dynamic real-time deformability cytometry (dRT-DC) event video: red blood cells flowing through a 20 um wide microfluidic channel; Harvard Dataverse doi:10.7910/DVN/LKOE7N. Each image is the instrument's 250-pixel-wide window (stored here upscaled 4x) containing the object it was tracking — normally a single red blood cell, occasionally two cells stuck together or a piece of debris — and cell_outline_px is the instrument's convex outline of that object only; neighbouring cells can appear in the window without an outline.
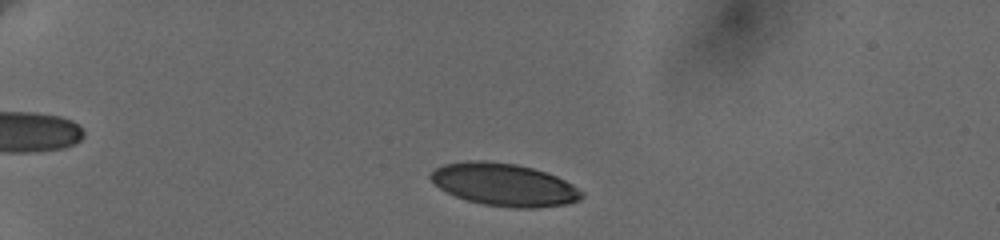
{"species": "human", "species_latin": "Homo sapiens", "temperature_condition": "cold", "stored_images_in_passage": 23, "camera_frame_rate_fps": 3000, "um_per_image_px": 0.085, "donor": {"sex": "female"}, "frame": {"image": 1, "passage_image": 4, "time_ms": 1.333, "image_size_px": [1000, 240], "cell_outline_px": [[584, 196], [580, 200], [564, 204], [536, 208], [516, 208], [480, 204], [456, 196], [440, 188], [428, 176], [436, 168], [444, 164], [468, 160], [488, 160], [516, 164], [532, 168], [556, 176], [572, 184], [584, 192]], "centroid_in_image_um": [42.86, 15.69], "position_along_channel_um": 42.1, "area_um2": 37.4}}
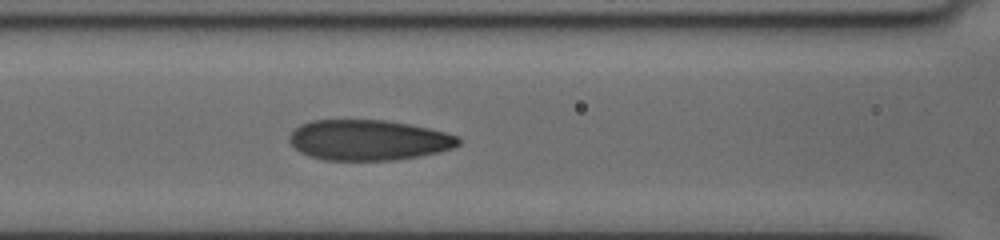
{"frame": {"image": 2, "passage_image": 15, "time_ms": 5.667, "image_size_px": [1000, 240], "cell_outline_px": [[460, 144], [452, 148], [440, 152], [420, 156], [396, 160], [324, 160], [308, 156], [300, 152], [288, 140], [288, 136], [300, 124], [312, 120], [384, 120], [408, 124], [428, 128], [460, 136]], "centroid_in_image_um": [31.32, 11.91], "position_along_channel_um": 135.3, "area_um2": 40.0}}
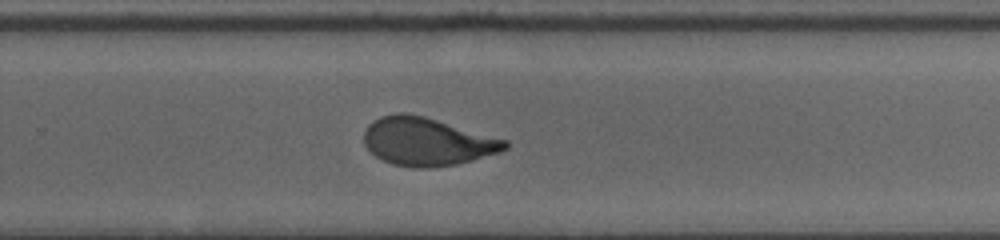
{"frame": {"image": 3, "passage_image": 23, "time_ms": 10.0, "image_size_px": [1000, 240], "cell_outline_px": [[508, 148], [500, 152], [472, 160], [456, 164], [432, 168], [412, 168], [392, 164], [376, 156], [364, 144], [364, 132], [368, 124], [380, 116], [400, 112], [404, 112], [424, 116], [508, 140]], "centroid_in_image_um": [36.3, 12.04], "position_along_channel_um": 293.5, "area_um2": 39.54}}